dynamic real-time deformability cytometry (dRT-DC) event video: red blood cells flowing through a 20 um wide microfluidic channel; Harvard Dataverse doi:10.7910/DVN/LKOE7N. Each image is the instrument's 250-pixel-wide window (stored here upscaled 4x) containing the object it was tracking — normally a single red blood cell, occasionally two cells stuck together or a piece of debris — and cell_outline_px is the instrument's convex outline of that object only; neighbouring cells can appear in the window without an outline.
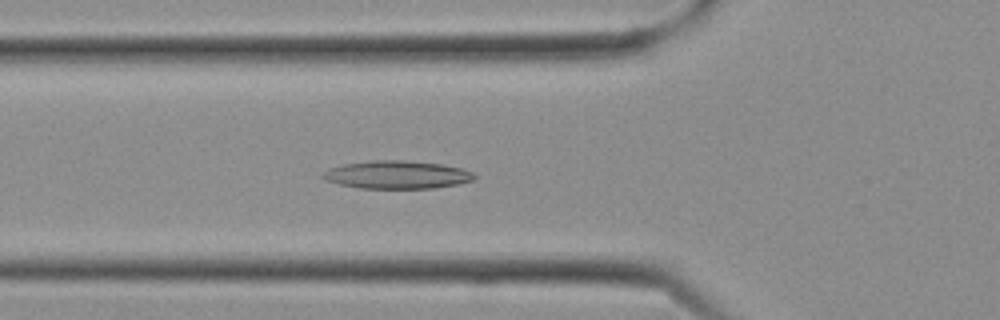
{"species": "Egyptian fruit bat (a non-hibernating species)", "species_latin": "Rousettus aegyptiacus", "temperature_condition": "cold", "stored_images_in_passage": 12, "camera_frame_rate_fps": 3000, "um_per_image_px": 0.085, "frame": {"image": 1, "passage_image": 10, "time_ms": 3.0, "image_size_px": [1000, 320], "cell_outline_px": [[476, 176], [472, 180], [460, 184], [432, 188], [360, 188], [340, 184], [328, 180], [320, 176], [328, 168], [344, 164], [372, 160], [404, 160], [440, 164], [460, 168], [472, 172]], "centroid_in_image_um": [33.74, 14.85], "position_along_channel_um": 92.1, "area_um2": 24.51}}
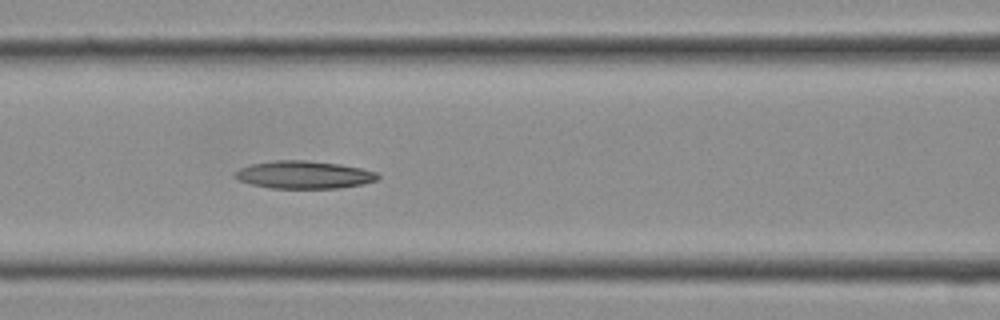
{"frame": {"image": 2, "passage_image": 12, "time_ms": 3.667, "image_size_px": [1000, 320], "cell_outline_px": [[380, 176], [376, 180], [360, 184], [340, 188], [272, 188], [252, 184], [240, 180], [232, 176], [240, 168], [252, 164], [276, 160], [304, 160], [340, 164], [360, 168], [376, 172]], "centroid_in_image_um": [25.83, 14.85], "position_along_channel_um": 140.8, "area_um2": 22.77}}